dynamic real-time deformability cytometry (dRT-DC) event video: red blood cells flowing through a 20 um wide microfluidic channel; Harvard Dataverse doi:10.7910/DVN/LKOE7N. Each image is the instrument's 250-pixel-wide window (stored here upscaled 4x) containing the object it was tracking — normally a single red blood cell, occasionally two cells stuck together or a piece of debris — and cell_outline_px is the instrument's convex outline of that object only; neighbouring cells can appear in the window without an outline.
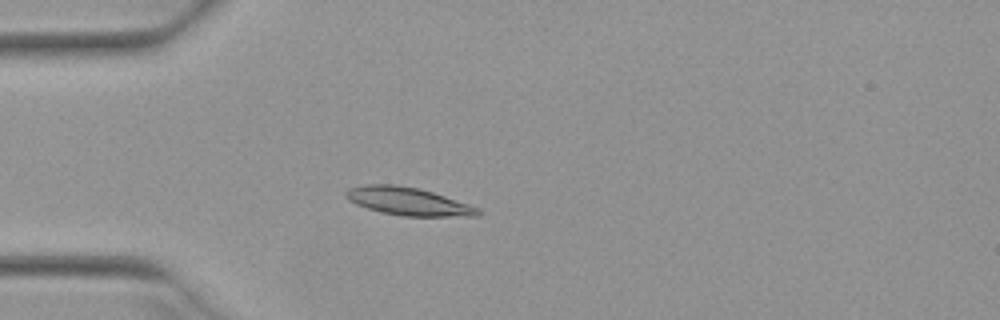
{"species": "Egyptian fruit bat (a non-hibernating species)", "species_latin": "Rousettus aegyptiacus", "temperature_condition": "warm", "stored_images_in_passage": 51, "camera_frame_rate_fps": 3000, "um_per_image_px": 0.085, "animal": {"sex": "female"}, "frame": {"image": 1, "passage_image": 14, "time_ms": 4.333, "image_size_px": [1000, 320], "cell_outline_px": [[480, 216], [400, 216], [380, 212], [356, 204], [348, 200], [344, 196], [344, 192], [348, 188], [368, 184], [396, 184], [420, 188], [468, 204], [476, 208], [480, 212]], "centroid_in_image_um": [34.63, 17.11], "position_along_channel_um": 50.4, "area_um2": 21.44}}
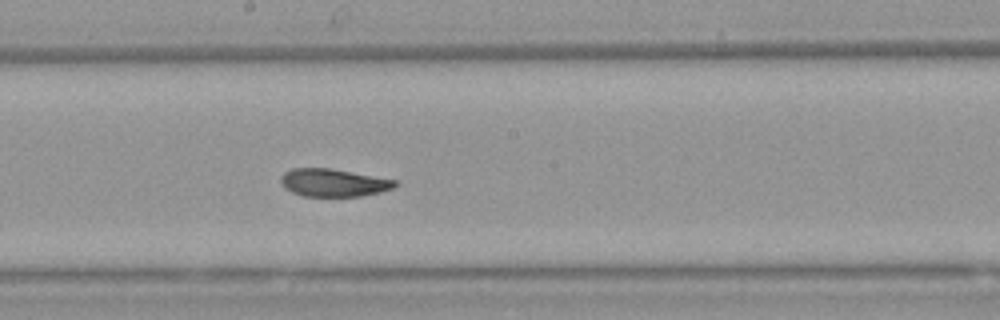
{"frame": {"image": 2, "passage_image": 28, "time_ms": 9.0, "image_size_px": [1000, 320], "cell_outline_px": [[400, 184], [392, 188], [380, 192], [360, 196], [304, 196], [292, 192], [280, 180], [280, 176], [284, 172], [292, 168], [328, 168], [396, 180]], "centroid_in_image_um": [28.36, 15.52], "position_along_channel_um": 219.8, "area_um2": 18.21}}
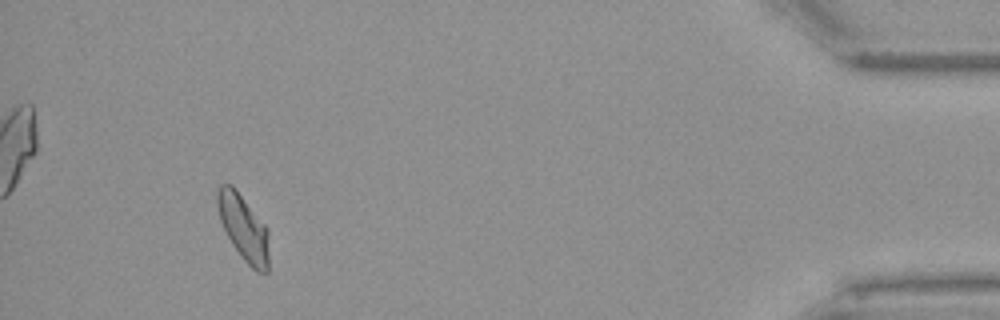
{"frame": {"image": 3, "passage_image": 48, "time_ms": 15.667, "image_size_px": [1000, 320], "cell_outline_px": [[268, 272], [256, 272], [244, 260], [232, 244], [220, 220], [216, 204], [216, 192], [220, 184], [232, 184], [236, 188], [268, 228]], "centroid_in_image_um": [20.69, 19.32], "position_along_channel_um": 414.5, "area_um2": 19.88}, "authors_computed_cell_mechanics": {"area_um2": 19.5364, "velocity_mm_per_s": 3.9103, "shape_relaxation_time_tau1_ms": 5.6572, "shape_relaxation_time_tau2_ms": 1.5734, "deformation_change_tau1": 0.1561, "deformation_change_tau2": 0.0652}}